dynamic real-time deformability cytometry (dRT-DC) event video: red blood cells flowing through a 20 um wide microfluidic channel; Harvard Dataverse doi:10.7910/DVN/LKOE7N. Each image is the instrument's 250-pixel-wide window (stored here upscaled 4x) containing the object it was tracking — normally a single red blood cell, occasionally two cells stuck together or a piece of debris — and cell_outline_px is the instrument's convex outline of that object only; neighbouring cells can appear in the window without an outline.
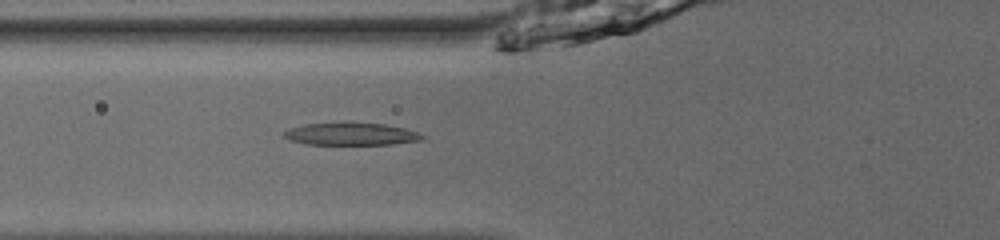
{"species": "common noctule bat (a hibernating species)", "species_latin": "Nyctalus noctula", "temperature_condition": "room temperature", "stored_images_in_passage": 53, "camera_frame_rate_fps": 3000, "um_per_image_px": 0.085, "animal": {"sex": "male", "body_mass_g": 13.0, "forearm_length_mm": 53.1}, "frame": {"image": 1, "passage_image": 22, "time_ms": 7.0, "image_size_px": [1000, 240], "cell_outline_px": [[428, 136], [424, 140], [392, 144], [304, 144], [288, 140], [284, 136], [284, 132], [288, 128], [304, 124], [384, 124], [404, 128]], "centroid_in_image_um": [29.86, 11.41], "position_along_channel_um": 95.9, "area_um2": 17.69}}
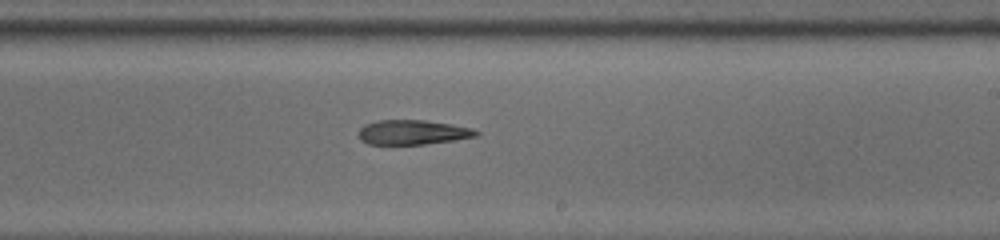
{"frame": {"image": 2, "passage_image": 34, "time_ms": 11.0, "image_size_px": [1000, 240], "cell_outline_px": [[480, 132], [476, 136], [452, 140], [424, 144], [368, 144], [360, 140], [360, 128], [364, 124], [380, 120], [424, 120], [452, 124], [472, 128]], "centroid_in_image_um": [35.07, 11.24], "position_along_channel_um": 253.9, "area_um2": 16.7}}
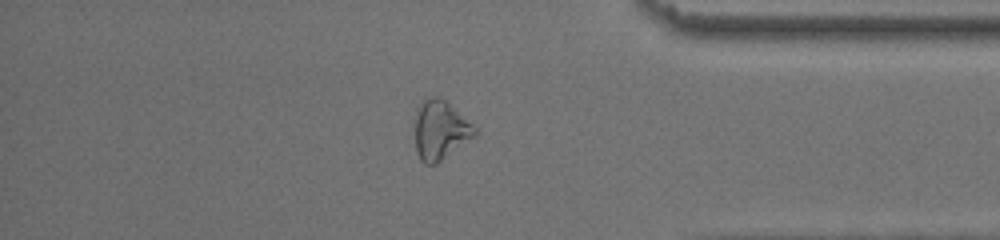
{"frame": {"image": 3, "passage_image": 46, "time_ms": 15.0, "image_size_px": [1000, 240], "cell_outline_px": [[480, 132], [476, 136], [436, 164], [424, 164], [420, 160], [416, 152], [416, 108], [428, 96], [436, 96], [444, 100], [472, 124]], "centroid_in_image_um": [37.43, 11.08], "position_along_channel_um": 397.8, "area_um2": 20.52}}